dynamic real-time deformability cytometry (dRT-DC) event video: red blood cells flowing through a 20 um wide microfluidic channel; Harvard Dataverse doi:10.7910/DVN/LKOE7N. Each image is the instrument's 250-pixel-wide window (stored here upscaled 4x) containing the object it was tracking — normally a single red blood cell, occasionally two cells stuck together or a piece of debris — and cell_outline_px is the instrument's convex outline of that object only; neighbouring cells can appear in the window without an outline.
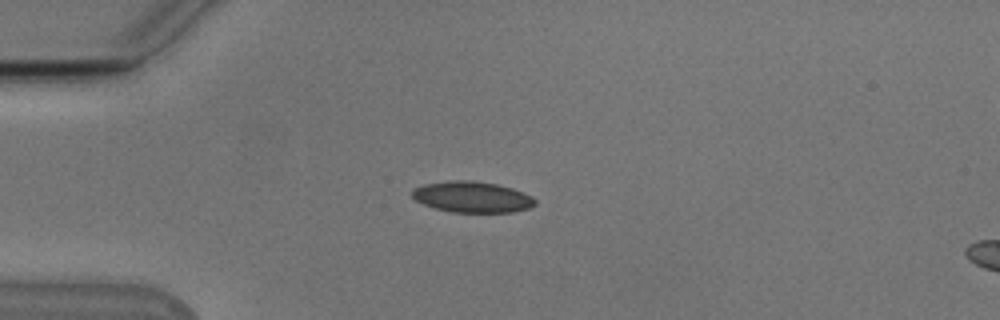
{"species": "Egyptian fruit bat (a non-hibernating species)", "species_latin": "Rousettus aegyptiacus", "temperature_condition": "cold", "stored_images_in_passage": 6, "camera_frame_rate_fps": 3000, "um_per_image_px": 0.085, "animal": {"sex": "male"}, "frame": {"image": 1, "passage_image": 1, "time_ms": 0.0, "image_size_px": [1000, 320], "cell_outline_px": [[536, 204], [528, 208], [512, 212], [452, 212], [436, 208], [424, 204], [416, 200], [412, 196], [412, 188], [424, 184], [452, 180], [472, 180], [496, 184], [512, 188], [524, 192], [532, 196], [536, 200]], "centroid_in_image_um": [40.14, 16.73], "position_along_channel_um": 44.9, "area_um2": 22.2}}